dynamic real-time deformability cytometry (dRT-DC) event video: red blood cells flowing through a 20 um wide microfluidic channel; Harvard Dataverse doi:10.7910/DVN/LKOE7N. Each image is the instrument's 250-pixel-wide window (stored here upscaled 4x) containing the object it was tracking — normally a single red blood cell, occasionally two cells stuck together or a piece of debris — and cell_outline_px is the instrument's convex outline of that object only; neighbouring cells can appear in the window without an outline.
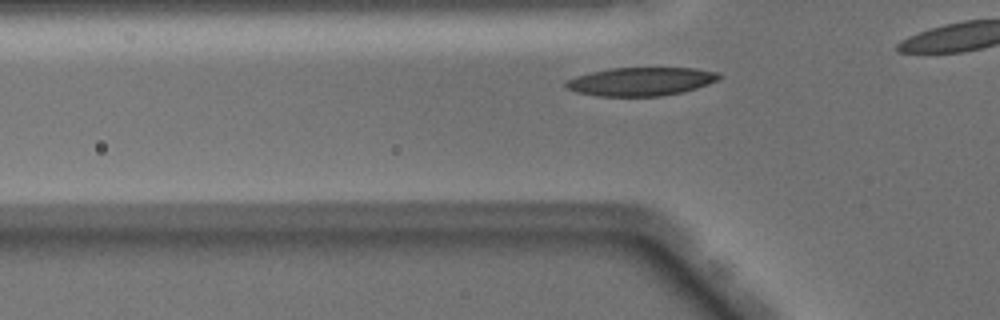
{"species": "Egyptian fruit bat (a non-hibernating species)", "species_latin": "Rousettus aegyptiacus", "temperature_condition": "warm", "stored_images_in_passage": 30, "camera_frame_rate_fps": 3000, "um_per_image_px": 0.085, "animal": {"sex": "male"}, "frame": {"image": 1, "passage_image": 6, "time_ms": 1.667, "image_size_px": [1000, 320], "cell_outline_px": [[724, 76], [720, 80], [684, 92], [660, 96], [596, 96], [576, 92], [568, 88], [564, 84], [568, 80], [576, 76], [592, 72], [612, 68], [692, 68], [720, 72]], "centroid_in_image_um": [54.55, 6.93], "position_along_channel_um": 71.3, "area_um2": 25.43}}
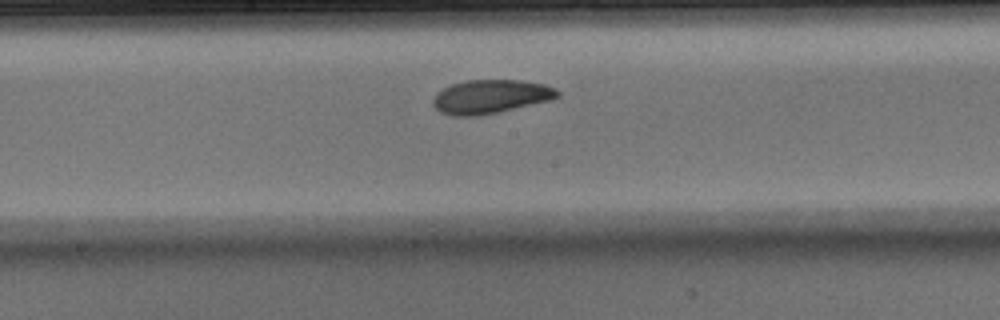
{"frame": {"image": 2, "passage_image": 16, "time_ms": 5.0, "image_size_px": [1000, 320], "cell_outline_px": [[560, 96], [548, 100], [480, 116], [452, 116], [440, 112], [432, 104], [432, 100], [436, 92], [452, 84], [468, 80], [520, 80], [544, 84], [556, 88], [560, 92]], "centroid_in_image_um": [41.66, 8.21], "position_along_channel_um": 206.5, "area_um2": 24.39}}
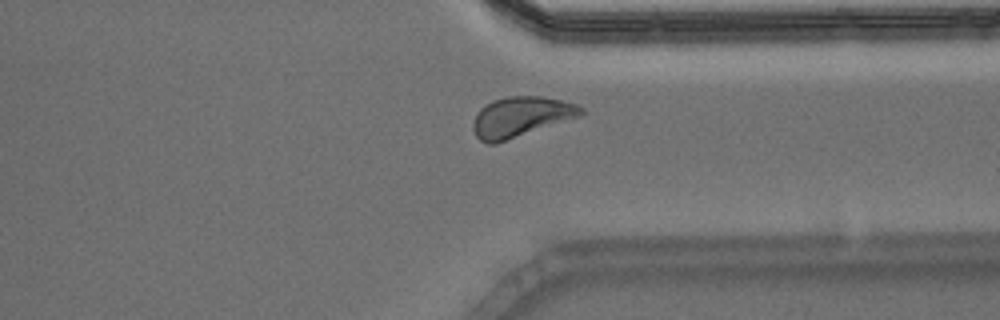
{"frame": {"image": 3, "passage_image": 28, "time_ms": 9.0, "image_size_px": [1000, 320], "cell_outline_px": [[584, 112], [580, 116], [496, 144], [488, 144], [480, 140], [476, 136], [472, 128], [472, 124], [476, 112], [480, 108], [492, 100], [508, 96], [540, 96], [564, 100], [576, 104], [584, 108]], "centroid_in_image_um": [44.25, 9.93], "position_along_channel_um": 367.2, "area_um2": 25.43}}